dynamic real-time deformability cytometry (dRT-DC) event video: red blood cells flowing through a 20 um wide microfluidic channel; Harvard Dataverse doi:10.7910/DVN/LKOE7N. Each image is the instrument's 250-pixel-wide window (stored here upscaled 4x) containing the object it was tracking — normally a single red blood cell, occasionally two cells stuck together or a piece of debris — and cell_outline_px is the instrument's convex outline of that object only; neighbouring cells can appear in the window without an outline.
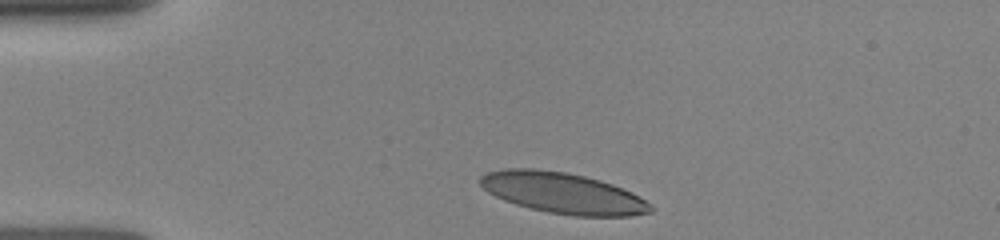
{"species": "human", "species_latin": "Homo sapiens", "temperature_condition": "room temperature", "stored_images_in_passage": 4, "camera_frame_rate_fps": 3000, "um_per_image_px": 0.085, "donor": {"sex": "female"}, "frame": {"image": 1, "passage_image": 1, "time_ms": 0.0, "image_size_px": [1000, 240], "cell_outline_px": [[656, 208], [652, 212], [632, 216], [576, 216], [548, 212], [516, 204], [504, 200], [488, 192], [480, 184], [480, 176], [488, 172], [504, 168], [532, 168], [564, 172], [584, 176], [600, 180], [612, 184], [632, 192], [652, 204]], "centroid_in_image_um": [47.88, 16.41], "position_along_channel_um": 37.1, "area_um2": 40.58}}
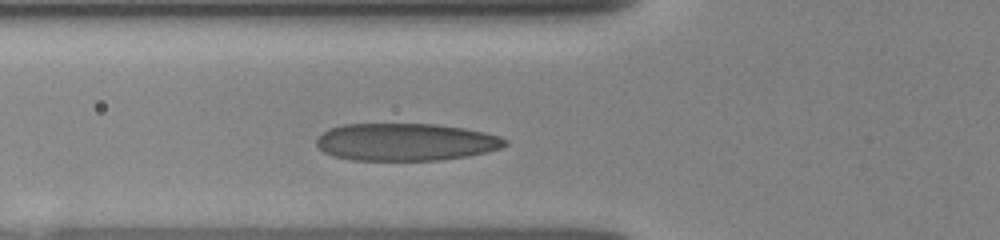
{"frame": {"image": 2, "passage_image": 4, "time_ms": 2.333, "image_size_px": [1000, 240], "cell_outline_px": [[508, 144], [500, 148], [468, 156], [440, 160], [352, 160], [332, 156], [324, 152], [316, 144], [316, 140], [328, 128], [344, 124], [436, 124], [464, 128], [484, 132], [500, 136], [508, 140]], "centroid_in_image_um": [34.48, 12.07], "position_along_channel_um": 91.3, "area_um2": 41.21}}